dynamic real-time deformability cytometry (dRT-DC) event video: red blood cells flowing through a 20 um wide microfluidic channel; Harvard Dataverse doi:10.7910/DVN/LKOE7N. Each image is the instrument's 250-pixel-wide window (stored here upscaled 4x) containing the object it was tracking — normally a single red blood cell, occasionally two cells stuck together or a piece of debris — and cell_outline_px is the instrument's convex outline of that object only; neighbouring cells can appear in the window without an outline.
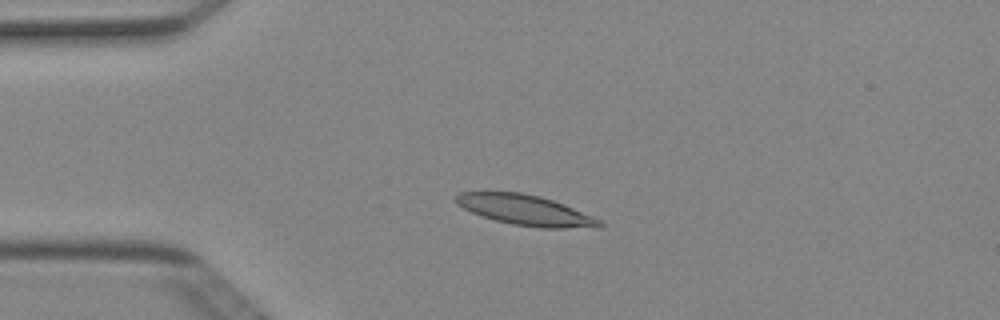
{"species": "Egyptian fruit bat (a non-hibernating species)", "species_latin": "Rousettus aegyptiacus", "temperature_condition": "cold", "stored_images_in_passage": 51, "camera_frame_rate_fps": 3000, "um_per_image_px": 0.085, "animal": {"sex": "female"}, "frame": {"image": 1, "passage_image": 12, "time_ms": 3.667, "image_size_px": [1000, 320], "cell_outline_px": [[604, 224], [600, 228], [540, 228], [512, 224], [496, 220], [472, 212], [456, 204], [456, 196], [460, 192], [484, 188], [520, 192], [540, 196], [564, 204], [592, 216], [600, 220]], "centroid_in_image_um": [44.6, 17.81], "position_along_channel_um": 40.4, "area_um2": 26.07}}
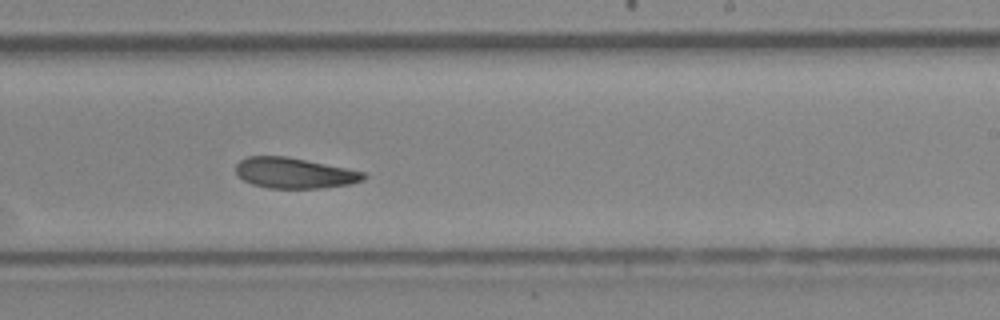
{"frame": {"image": 2, "passage_image": 31, "time_ms": 10.0, "image_size_px": [1000, 320], "cell_outline_px": [[368, 176], [364, 180], [352, 184], [320, 188], [268, 188], [252, 184], [244, 180], [236, 172], [236, 164], [240, 160], [248, 156], [284, 156], [348, 168], [364, 172]], "centroid_in_image_um": [25.05, 14.71], "position_along_channel_um": 263.9, "area_um2": 22.77}}
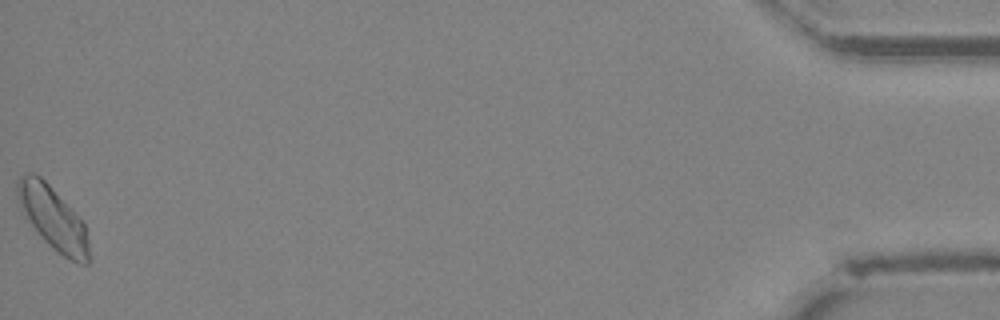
{"frame": {"image": 3, "passage_image": 51, "time_ms": 16.667, "image_size_px": [1000, 320], "cell_outline_px": [[92, 260], [88, 264], [76, 264], [68, 260], [52, 248], [44, 240], [24, 216], [16, 196], [16, 180], [24, 172], [32, 172], [40, 176], [52, 188], [84, 224], [88, 240]], "centroid_in_image_um": [4.49, 18.58], "position_along_channel_um": 430.7, "area_um2": 26.41}, "authors_computed_cell_mechanics": {"area_um2": 24.0448, "velocity_mm_per_s": 3.9629, "shape_relaxation_time_tau1_ms": 5.4451, "shape_relaxation_time_tau2_ms": 5.3175, "deformation_change_tau1": 0.1206, "deformation_change_tau2": 0.1158}}